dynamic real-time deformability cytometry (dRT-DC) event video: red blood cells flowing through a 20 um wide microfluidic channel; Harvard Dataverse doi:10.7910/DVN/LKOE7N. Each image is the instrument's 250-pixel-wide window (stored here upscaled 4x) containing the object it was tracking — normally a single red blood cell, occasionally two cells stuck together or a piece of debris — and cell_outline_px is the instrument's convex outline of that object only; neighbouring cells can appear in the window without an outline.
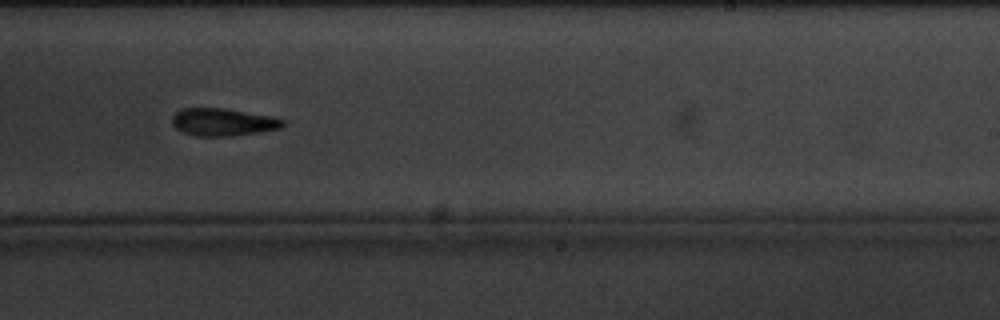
{"species": "common noctule bat (a hibernating species)", "species_latin": "Nyctalus noctula", "temperature_condition": "cold", "stored_images_in_passage": 9, "camera_frame_rate_fps": 3000, "um_per_image_px": 0.085, "animal": {"sex": "male", "body_mass_g": 20.1, "forearm_length_mm": 53.5}, "frame": {"image": 1, "passage_image": 9, "time_ms": 9.333, "image_size_px": [1000, 320], "cell_outline_px": [[284, 124], [280, 128], [260, 132], [232, 136], [196, 136], [184, 132], [176, 128], [172, 124], [172, 116], [180, 108], [224, 108], [272, 116], [284, 120]], "centroid_in_image_um": [18.94, 10.37], "position_along_channel_um": 270.1, "area_um2": 17.8}}